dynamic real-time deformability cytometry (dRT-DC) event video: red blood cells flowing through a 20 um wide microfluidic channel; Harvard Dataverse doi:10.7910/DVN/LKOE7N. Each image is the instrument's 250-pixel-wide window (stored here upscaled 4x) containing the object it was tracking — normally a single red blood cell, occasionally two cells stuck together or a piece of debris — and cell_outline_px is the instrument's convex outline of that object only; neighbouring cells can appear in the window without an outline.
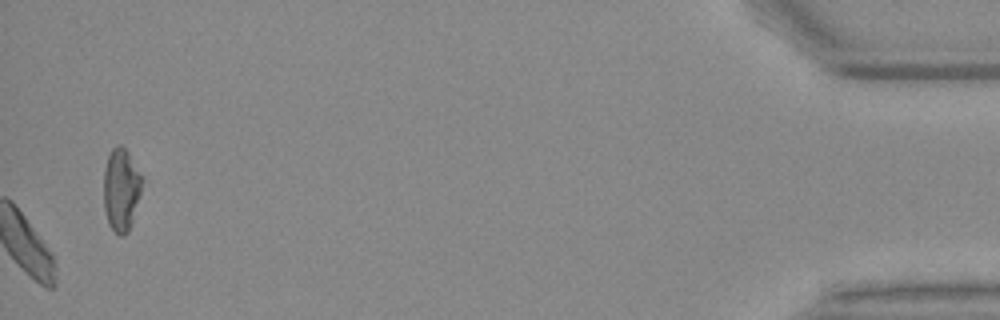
{"species": "Egyptian fruit bat (a non-hibernating species)", "species_latin": "Rousettus aegyptiacus", "temperature_condition": "warm", "stored_images_in_passage": 40, "camera_frame_rate_fps": 3000, "um_per_image_px": 0.085, "animal": {"sex": "female"}, "frame": {"image": 1, "passage_image": 40, "time_ms": 13.0, "image_size_px": [1000, 320], "cell_outline_px": [[144, 180], [132, 220], [128, 232], [124, 236], [120, 236], [108, 224], [104, 208], [104, 172], [108, 156], [112, 148], [116, 144], [120, 144], [128, 152]], "centroid_in_image_um": [10.29, 16.1], "position_along_channel_um": 424.9, "area_um2": 18.38}, "authors_computed_cell_mechanics": {"area_um2": 21.3282, "velocity_mm_per_s": 3.6595, "shape_relaxation_time_tau1_ms": 4.452, "shape_relaxation_time_tau2_ms": 2.5256, "deformation_change_tau1": 0.1338, "deformation_change_tau2": 0.0623}}